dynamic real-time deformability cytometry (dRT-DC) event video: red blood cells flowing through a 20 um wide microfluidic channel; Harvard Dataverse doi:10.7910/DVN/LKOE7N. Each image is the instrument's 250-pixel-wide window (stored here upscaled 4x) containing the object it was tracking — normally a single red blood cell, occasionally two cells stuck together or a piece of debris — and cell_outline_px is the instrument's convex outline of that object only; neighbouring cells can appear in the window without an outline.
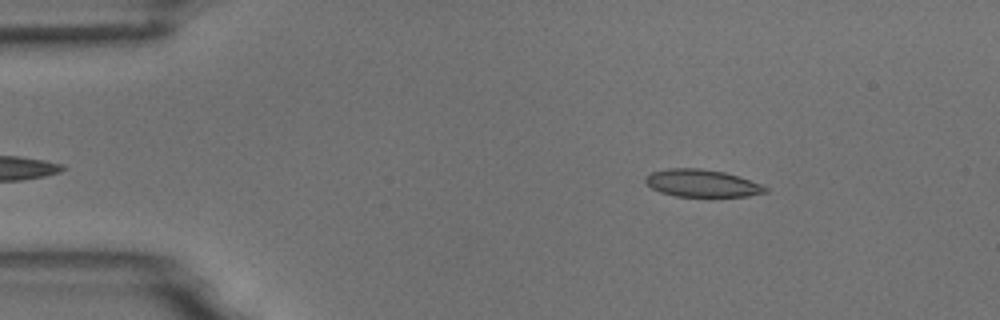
{"species": "common noctule bat (a hibernating species)", "species_latin": "Nyctalus noctula", "temperature_condition": "room temperature", "stored_images_in_passage": 49, "camera_frame_rate_fps": 3000, "um_per_image_px": 0.085, "animal": {"sex": "male", "body_mass_g": 18.8}, "frame": {"image": 1, "passage_image": 3, "time_ms": 0.667, "image_size_px": [1000, 320], "cell_outline_px": [[768, 192], [748, 196], [676, 196], [660, 192], [644, 184], [644, 176], [652, 172], [668, 168], [700, 168], [724, 172], [760, 184], [768, 188]], "centroid_in_image_um": [59.61, 15.57], "position_along_channel_um": 25.4, "area_um2": 19.07}}
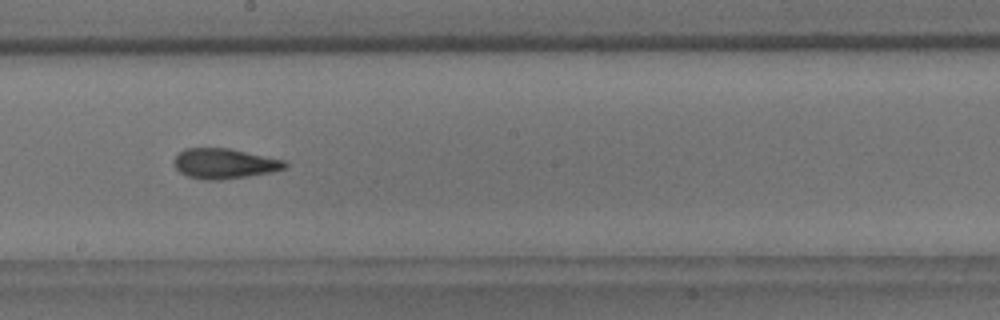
{"frame": {"image": 2, "passage_image": 25, "time_ms": 8.0, "image_size_px": [1000, 320], "cell_outline_px": [[288, 168], [272, 172], [220, 180], [204, 180], [188, 176], [180, 172], [176, 168], [172, 160], [184, 148], [228, 148], [284, 160], [288, 164]], "centroid_in_image_um": [19.07, 13.9], "position_along_channel_um": 229.1, "area_um2": 19.48}}
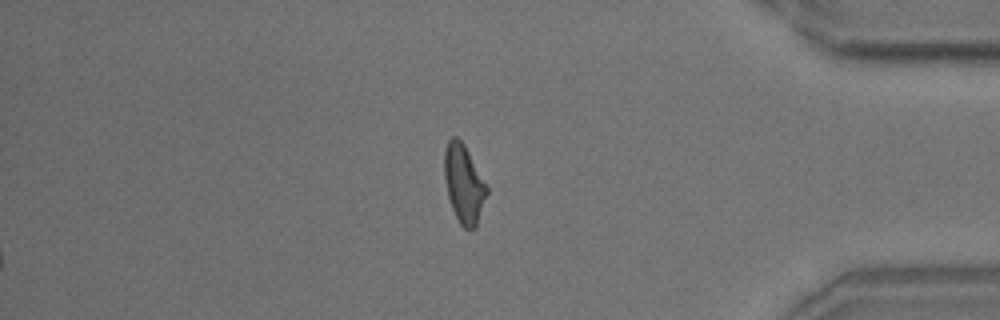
{"frame": {"image": 3, "passage_image": 41, "time_ms": 13.333, "image_size_px": [1000, 320], "cell_outline_px": [[488, 192], [476, 228], [468, 232], [460, 224], [452, 208], [448, 196], [444, 176], [444, 152], [448, 140], [452, 136], [456, 136], [464, 144], [488, 188]], "centroid_in_image_um": [39.42, 15.66], "position_along_channel_um": 395.8, "area_um2": 19.36}, "authors_computed_cell_mechanics": {"area_um2": 19.4208, "velocity_mm_per_s": 3.6795, "shape_relaxation_time_tau1_ms": 4.811, "shape_relaxation_time_tau2_ms": 2.1287, "deformation_change_tau1": 0.1539, "deformation_change_tau2": 0.0998}}